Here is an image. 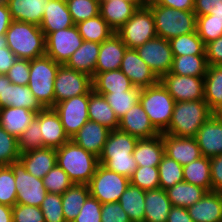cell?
Returning <instances> with one entry per match:
<instances>
[{
    "label": "cell",
    "mask_w": 222,
    "mask_h": 222,
    "mask_svg": "<svg viewBox=\"0 0 222 222\" xmlns=\"http://www.w3.org/2000/svg\"><path fill=\"white\" fill-rule=\"evenodd\" d=\"M137 142L136 137L119 129L110 131L98 158L99 164L130 179L137 169V163L132 154Z\"/></svg>",
    "instance_id": "1"
},
{
    "label": "cell",
    "mask_w": 222,
    "mask_h": 222,
    "mask_svg": "<svg viewBox=\"0 0 222 222\" xmlns=\"http://www.w3.org/2000/svg\"><path fill=\"white\" fill-rule=\"evenodd\" d=\"M56 164L68 174L73 184H88L99 161L97 156L70 139L56 149Z\"/></svg>",
    "instance_id": "2"
},
{
    "label": "cell",
    "mask_w": 222,
    "mask_h": 222,
    "mask_svg": "<svg viewBox=\"0 0 222 222\" xmlns=\"http://www.w3.org/2000/svg\"><path fill=\"white\" fill-rule=\"evenodd\" d=\"M8 48L18 59L32 60L46 54V41L38 25L12 20L6 31Z\"/></svg>",
    "instance_id": "3"
},
{
    "label": "cell",
    "mask_w": 222,
    "mask_h": 222,
    "mask_svg": "<svg viewBox=\"0 0 222 222\" xmlns=\"http://www.w3.org/2000/svg\"><path fill=\"white\" fill-rule=\"evenodd\" d=\"M212 115L213 111L205 100L176 102L171 122L163 133L178 137H195Z\"/></svg>",
    "instance_id": "4"
},
{
    "label": "cell",
    "mask_w": 222,
    "mask_h": 222,
    "mask_svg": "<svg viewBox=\"0 0 222 222\" xmlns=\"http://www.w3.org/2000/svg\"><path fill=\"white\" fill-rule=\"evenodd\" d=\"M153 14L157 37L171 40L196 31L194 11L172 9L162 5H147Z\"/></svg>",
    "instance_id": "5"
},
{
    "label": "cell",
    "mask_w": 222,
    "mask_h": 222,
    "mask_svg": "<svg viewBox=\"0 0 222 222\" xmlns=\"http://www.w3.org/2000/svg\"><path fill=\"white\" fill-rule=\"evenodd\" d=\"M60 65L46 55L30 60L28 86L44 108L54 107V81Z\"/></svg>",
    "instance_id": "6"
},
{
    "label": "cell",
    "mask_w": 222,
    "mask_h": 222,
    "mask_svg": "<svg viewBox=\"0 0 222 222\" xmlns=\"http://www.w3.org/2000/svg\"><path fill=\"white\" fill-rule=\"evenodd\" d=\"M139 103L147 113L152 125L163 133L169 126L175 101L159 81L157 84L142 88Z\"/></svg>",
    "instance_id": "7"
},
{
    "label": "cell",
    "mask_w": 222,
    "mask_h": 222,
    "mask_svg": "<svg viewBox=\"0 0 222 222\" xmlns=\"http://www.w3.org/2000/svg\"><path fill=\"white\" fill-rule=\"evenodd\" d=\"M116 33L128 48H137L157 37L151 9L143 3Z\"/></svg>",
    "instance_id": "8"
},
{
    "label": "cell",
    "mask_w": 222,
    "mask_h": 222,
    "mask_svg": "<svg viewBox=\"0 0 222 222\" xmlns=\"http://www.w3.org/2000/svg\"><path fill=\"white\" fill-rule=\"evenodd\" d=\"M129 184V178L109 170L102 164H98L92 179L87 185L90 195L104 204L118 202Z\"/></svg>",
    "instance_id": "9"
},
{
    "label": "cell",
    "mask_w": 222,
    "mask_h": 222,
    "mask_svg": "<svg viewBox=\"0 0 222 222\" xmlns=\"http://www.w3.org/2000/svg\"><path fill=\"white\" fill-rule=\"evenodd\" d=\"M92 89V77L60 65L54 81V106L75 96L87 94Z\"/></svg>",
    "instance_id": "10"
},
{
    "label": "cell",
    "mask_w": 222,
    "mask_h": 222,
    "mask_svg": "<svg viewBox=\"0 0 222 222\" xmlns=\"http://www.w3.org/2000/svg\"><path fill=\"white\" fill-rule=\"evenodd\" d=\"M9 166L12 168L15 177L17 189L16 204L40 207L48 193L44 187L43 179L36 178L26 171L20 161L13 162Z\"/></svg>",
    "instance_id": "11"
},
{
    "label": "cell",
    "mask_w": 222,
    "mask_h": 222,
    "mask_svg": "<svg viewBox=\"0 0 222 222\" xmlns=\"http://www.w3.org/2000/svg\"><path fill=\"white\" fill-rule=\"evenodd\" d=\"M45 41V55L55 62L65 65L72 54L83 44L84 40L74 25L48 34L45 37Z\"/></svg>",
    "instance_id": "12"
},
{
    "label": "cell",
    "mask_w": 222,
    "mask_h": 222,
    "mask_svg": "<svg viewBox=\"0 0 222 222\" xmlns=\"http://www.w3.org/2000/svg\"><path fill=\"white\" fill-rule=\"evenodd\" d=\"M89 92L58 102L53 109L60 116L65 133L71 139L89 120Z\"/></svg>",
    "instance_id": "13"
},
{
    "label": "cell",
    "mask_w": 222,
    "mask_h": 222,
    "mask_svg": "<svg viewBox=\"0 0 222 222\" xmlns=\"http://www.w3.org/2000/svg\"><path fill=\"white\" fill-rule=\"evenodd\" d=\"M135 49L159 79L171 71L173 53L169 40L156 37Z\"/></svg>",
    "instance_id": "14"
},
{
    "label": "cell",
    "mask_w": 222,
    "mask_h": 222,
    "mask_svg": "<svg viewBox=\"0 0 222 222\" xmlns=\"http://www.w3.org/2000/svg\"><path fill=\"white\" fill-rule=\"evenodd\" d=\"M159 81L175 102L204 100V77L164 74Z\"/></svg>",
    "instance_id": "15"
},
{
    "label": "cell",
    "mask_w": 222,
    "mask_h": 222,
    "mask_svg": "<svg viewBox=\"0 0 222 222\" xmlns=\"http://www.w3.org/2000/svg\"><path fill=\"white\" fill-rule=\"evenodd\" d=\"M9 106L22 107L34 112L44 109L28 85L13 84L6 75L0 74V108Z\"/></svg>",
    "instance_id": "16"
},
{
    "label": "cell",
    "mask_w": 222,
    "mask_h": 222,
    "mask_svg": "<svg viewBox=\"0 0 222 222\" xmlns=\"http://www.w3.org/2000/svg\"><path fill=\"white\" fill-rule=\"evenodd\" d=\"M120 70L131 80L135 87L140 89L153 86L159 82V78L133 48L126 49Z\"/></svg>",
    "instance_id": "17"
},
{
    "label": "cell",
    "mask_w": 222,
    "mask_h": 222,
    "mask_svg": "<svg viewBox=\"0 0 222 222\" xmlns=\"http://www.w3.org/2000/svg\"><path fill=\"white\" fill-rule=\"evenodd\" d=\"M119 130L137 139H148L161 134L151 123L140 103H137L119 120Z\"/></svg>",
    "instance_id": "18"
},
{
    "label": "cell",
    "mask_w": 222,
    "mask_h": 222,
    "mask_svg": "<svg viewBox=\"0 0 222 222\" xmlns=\"http://www.w3.org/2000/svg\"><path fill=\"white\" fill-rule=\"evenodd\" d=\"M165 154L184 166L202 156L195 137H178L162 133Z\"/></svg>",
    "instance_id": "19"
},
{
    "label": "cell",
    "mask_w": 222,
    "mask_h": 222,
    "mask_svg": "<svg viewBox=\"0 0 222 222\" xmlns=\"http://www.w3.org/2000/svg\"><path fill=\"white\" fill-rule=\"evenodd\" d=\"M144 3V0H105L100 3V15L116 32Z\"/></svg>",
    "instance_id": "20"
},
{
    "label": "cell",
    "mask_w": 222,
    "mask_h": 222,
    "mask_svg": "<svg viewBox=\"0 0 222 222\" xmlns=\"http://www.w3.org/2000/svg\"><path fill=\"white\" fill-rule=\"evenodd\" d=\"M127 48L116 32L104 40L100 45L94 74L120 69Z\"/></svg>",
    "instance_id": "21"
},
{
    "label": "cell",
    "mask_w": 222,
    "mask_h": 222,
    "mask_svg": "<svg viewBox=\"0 0 222 222\" xmlns=\"http://www.w3.org/2000/svg\"><path fill=\"white\" fill-rule=\"evenodd\" d=\"M195 139L202 156L211 158L222 154V119L212 115L198 130Z\"/></svg>",
    "instance_id": "22"
},
{
    "label": "cell",
    "mask_w": 222,
    "mask_h": 222,
    "mask_svg": "<svg viewBox=\"0 0 222 222\" xmlns=\"http://www.w3.org/2000/svg\"><path fill=\"white\" fill-rule=\"evenodd\" d=\"M40 129L43 147L57 149L70 140L64 131L60 116L53 108L40 111Z\"/></svg>",
    "instance_id": "23"
},
{
    "label": "cell",
    "mask_w": 222,
    "mask_h": 222,
    "mask_svg": "<svg viewBox=\"0 0 222 222\" xmlns=\"http://www.w3.org/2000/svg\"><path fill=\"white\" fill-rule=\"evenodd\" d=\"M111 130L88 120L71 140L99 158Z\"/></svg>",
    "instance_id": "24"
},
{
    "label": "cell",
    "mask_w": 222,
    "mask_h": 222,
    "mask_svg": "<svg viewBox=\"0 0 222 222\" xmlns=\"http://www.w3.org/2000/svg\"><path fill=\"white\" fill-rule=\"evenodd\" d=\"M66 0H50L44 11L40 29L45 37L55 31L74 26Z\"/></svg>",
    "instance_id": "25"
},
{
    "label": "cell",
    "mask_w": 222,
    "mask_h": 222,
    "mask_svg": "<svg viewBox=\"0 0 222 222\" xmlns=\"http://www.w3.org/2000/svg\"><path fill=\"white\" fill-rule=\"evenodd\" d=\"M187 209L194 222H222V192H207Z\"/></svg>",
    "instance_id": "26"
},
{
    "label": "cell",
    "mask_w": 222,
    "mask_h": 222,
    "mask_svg": "<svg viewBox=\"0 0 222 222\" xmlns=\"http://www.w3.org/2000/svg\"><path fill=\"white\" fill-rule=\"evenodd\" d=\"M19 161L26 171L39 179L56 165V149L44 147L20 154Z\"/></svg>",
    "instance_id": "27"
},
{
    "label": "cell",
    "mask_w": 222,
    "mask_h": 222,
    "mask_svg": "<svg viewBox=\"0 0 222 222\" xmlns=\"http://www.w3.org/2000/svg\"><path fill=\"white\" fill-rule=\"evenodd\" d=\"M50 0H6L12 20L40 26Z\"/></svg>",
    "instance_id": "28"
},
{
    "label": "cell",
    "mask_w": 222,
    "mask_h": 222,
    "mask_svg": "<svg viewBox=\"0 0 222 222\" xmlns=\"http://www.w3.org/2000/svg\"><path fill=\"white\" fill-rule=\"evenodd\" d=\"M37 113L22 107L0 108V126L18 139L36 118Z\"/></svg>",
    "instance_id": "29"
},
{
    "label": "cell",
    "mask_w": 222,
    "mask_h": 222,
    "mask_svg": "<svg viewBox=\"0 0 222 222\" xmlns=\"http://www.w3.org/2000/svg\"><path fill=\"white\" fill-rule=\"evenodd\" d=\"M132 154L137 163V167H158L165 154L162 133L152 138L138 139Z\"/></svg>",
    "instance_id": "30"
},
{
    "label": "cell",
    "mask_w": 222,
    "mask_h": 222,
    "mask_svg": "<svg viewBox=\"0 0 222 222\" xmlns=\"http://www.w3.org/2000/svg\"><path fill=\"white\" fill-rule=\"evenodd\" d=\"M134 87L131 80L120 69L94 74L92 77V90L97 94L125 92Z\"/></svg>",
    "instance_id": "31"
},
{
    "label": "cell",
    "mask_w": 222,
    "mask_h": 222,
    "mask_svg": "<svg viewBox=\"0 0 222 222\" xmlns=\"http://www.w3.org/2000/svg\"><path fill=\"white\" fill-rule=\"evenodd\" d=\"M144 203V222H167L172 204L166 190H146Z\"/></svg>",
    "instance_id": "32"
},
{
    "label": "cell",
    "mask_w": 222,
    "mask_h": 222,
    "mask_svg": "<svg viewBox=\"0 0 222 222\" xmlns=\"http://www.w3.org/2000/svg\"><path fill=\"white\" fill-rule=\"evenodd\" d=\"M101 43L83 41V44L72 54L65 64L67 67L94 76Z\"/></svg>",
    "instance_id": "33"
},
{
    "label": "cell",
    "mask_w": 222,
    "mask_h": 222,
    "mask_svg": "<svg viewBox=\"0 0 222 222\" xmlns=\"http://www.w3.org/2000/svg\"><path fill=\"white\" fill-rule=\"evenodd\" d=\"M88 116L90 121L97 122L111 131L119 127V119L106 98L92 89L89 91Z\"/></svg>",
    "instance_id": "34"
},
{
    "label": "cell",
    "mask_w": 222,
    "mask_h": 222,
    "mask_svg": "<svg viewBox=\"0 0 222 222\" xmlns=\"http://www.w3.org/2000/svg\"><path fill=\"white\" fill-rule=\"evenodd\" d=\"M90 196L87 184H73L62 195V210L66 222H72Z\"/></svg>",
    "instance_id": "35"
},
{
    "label": "cell",
    "mask_w": 222,
    "mask_h": 222,
    "mask_svg": "<svg viewBox=\"0 0 222 222\" xmlns=\"http://www.w3.org/2000/svg\"><path fill=\"white\" fill-rule=\"evenodd\" d=\"M172 206L188 208L198 202L208 191L197 185L180 182L166 190Z\"/></svg>",
    "instance_id": "36"
},
{
    "label": "cell",
    "mask_w": 222,
    "mask_h": 222,
    "mask_svg": "<svg viewBox=\"0 0 222 222\" xmlns=\"http://www.w3.org/2000/svg\"><path fill=\"white\" fill-rule=\"evenodd\" d=\"M145 193V190L129 184L118 200L131 222H144Z\"/></svg>",
    "instance_id": "37"
},
{
    "label": "cell",
    "mask_w": 222,
    "mask_h": 222,
    "mask_svg": "<svg viewBox=\"0 0 222 222\" xmlns=\"http://www.w3.org/2000/svg\"><path fill=\"white\" fill-rule=\"evenodd\" d=\"M184 182L201 186L208 192L212 191L210 158L201 156L195 161L183 166Z\"/></svg>",
    "instance_id": "38"
},
{
    "label": "cell",
    "mask_w": 222,
    "mask_h": 222,
    "mask_svg": "<svg viewBox=\"0 0 222 222\" xmlns=\"http://www.w3.org/2000/svg\"><path fill=\"white\" fill-rule=\"evenodd\" d=\"M204 100L213 112L222 103V65H208L204 77Z\"/></svg>",
    "instance_id": "39"
},
{
    "label": "cell",
    "mask_w": 222,
    "mask_h": 222,
    "mask_svg": "<svg viewBox=\"0 0 222 222\" xmlns=\"http://www.w3.org/2000/svg\"><path fill=\"white\" fill-rule=\"evenodd\" d=\"M207 68L206 55L173 56L170 73L182 76L205 77Z\"/></svg>",
    "instance_id": "40"
},
{
    "label": "cell",
    "mask_w": 222,
    "mask_h": 222,
    "mask_svg": "<svg viewBox=\"0 0 222 222\" xmlns=\"http://www.w3.org/2000/svg\"><path fill=\"white\" fill-rule=\"evenodd\" d=\"M83 40L102 43L108 39L115 31L99 14L96 17L75 24Z\"/></svg>",
    "instance_id": "41"
},
{
    "label": "cell",
    "mask_w": 222,
    "mask_h": 222,
    "mask_svg": "<svg viewBox=\"0 0 222 222\" xmlns=\"http://www.w3.org/2000/svg\"><path fill=\"white\" fill-rule=\"evenodd\" d=\"M169 43L173 56L206 55V45L196 31L172 38Z\"/></svg>",
    "instance_id": "42"
},
{
    "label": "cell",
    "mask_w": 222,
    "mask_h": 222,
    "mask_svg": "<svg viewBox=\"0 0 222 222\" xmlns=\"http://www.w3.org/2000/svg\"><path fill=\"white\" fill-rule=\"evenodd\" d=\"M140 94L141 89L134 87L125 92H111L100 95H103L106 98L108 104L120 120L130 108L139 103Z\"/></svg>",
    "instance_id": "43"
},
{
    "label": "cell",
    "mask_w": 222,
    "mask_h": 222,
    "mask_svg": "<svg viewBox=\"0 0 222 222\" xmlns=\"http://www.w3.org/2000/svg\"><path fill=\"white\" fill-rule=\"evenodd\" d=\"M160 189L167 190L175 184L183 182V166L166 154L158 165Z\"/></svg>",
    "instance_id": "44"
},
{
    "label": "cell",
    "mask_w": 222,
    "mask_h": 222,
    "mask_svg": "<svg viewBox=\"0 0 222 222\" xmlns=\"http://www.w3.org/2000/svg\"><path fill=\"white\" fill-rule=\"evenodd\" d=\"M18 146L20 154L44 148L40 129V111L29 127L19 136Z\"/></svg>",
    "instance_id": "45"
},
{
    "label": "cell",
    "mask_w": 222,
    "mask_h": 222,
    "mask_svg": "<svg viewBox=\"0 0 222 222\" xmlns=\"http://www.w3.org/2000/svg\"><path fill=\"white\" fill-rule=\"evenodd\" d=\"M74 24L100 14V3L95 0H66Z\"/></svg>",
    "instance_id": "46"
},
{
    "label": "cell",
    "mask_w": 222,
    "mask_h": 222,
    "mask_svg": "<svg viewBox=\"0 0 222 222\" xmlns=\"http://www.w3.org/2000/svg\"><path fill=\"white\" fill-rule=\"evenodd\" d=\"M196 32L204 44L222 36V18L213 15L196 16Z\"/></svg>",
    "instance_id": "47"
},
{
    "label": "cell",
    "mask_w": 222,
    "mask_h": 222,
    "mask_svg": "<svg viewBox=\"0 0 222 222\" xmlns=\"http://www.w3.org/2000/svg\"><path fill=\"white\" fill-rule=\"evenodd\" d=\"M130 184L142 190H156L160 188L158 167L141 166L133 172Z\"/></svg>",
    "instance_id": "48"
},
{
    "label": "cell",
    "mask_w": 222,
    "mask_h": 222,
    "mask_svg": "<svg viewBox=\"0 0 222 222\" xmlns=\"http://www.w3.org/2000/svg\"><path fill=\"white\" fill-rule=\"evenodd\" d=\"M17 201L14 172L10 166H0V204L13 207Z\"/></svg>",
    "instance_id": "49"
},
{
    "label": "cell",
    "mask_w": 222,
    "mask_h": 222,
    "mask_svg": "<svg viewBox=\"0 0 222 222\" xmlns=\"http://www.w3.org/2000/svg\"><path fill=\"white\" fill-rule=\"evenodd\" d=\"M43 184L48 193L62 195L73 185L68 174L57 164L43 177Z\"/></svg>",
    "instance_id": "50"
},
{
    "label": "cell",
    "mask_w": 222,
    "mask_h": 222,
    "mask_svg": "<svg viewBox=\"0 0 222 222\" xmlns=\"http://www.w3.org/2000/svg\"><path fill=\"white\" fill-rule=\"evenodd\" d=\"M18 139L0 126V166L19 161Z\"/></svg>",
    "instance_id": "51"
},
{
    "label": "cell",
    "mask_w": 222,
    "mask_h": 222,
    "mask_svg": "<svg viewBox=\"0 0 222 222\" xmlns=\"http://www.w3.org/2000/svg\"><path fill=\"white\" fill-rule=\"evenodd\" d=\"M40 209L45 222H66L62 210V198L60 194L47 193L42 201Z\"/></svg>",
    "instance_id": "52"
},
{
    "label": "cell",
    "mask_w": 222,
    "mask_h": 222,
    "mask_svg": "<svg viewBox=\"0 0 222 222\" xmlns=\"http://www.w3.org/2000/svg\"><path fill=\"white\" fill-rule=\"evenodd\" d=\"M13 222H45L38 206L15 204L12 207Z\"/></svg>",
    "instance_id": "53"
},
{
    "label": "cell",
    "mask_w": 222,
    "mask_h": 222,
    "mask_svg": "<svg viewBox=\"0 0 222 222\" xmlns=\"http://www.w3.org/2000/svg\"><path fill=\"white\" fill-rule=\"evenodd\" d=\"M101 209L102 204L90 195L72 222H101Z\"/></svg>",
    "instance_id": "54"
},
{
    "label": "cell",
    "mask_w": 222,
    "mask_h": 222,
    "mask_svg": "<svg viewBox=\"0 0 222 222\" xmlns=\"http://www.w3.org/2000/svg\"><path fill=\"white\" fill-rule=\"evenodd\" d=\"M29 75L30 60L28 59H17L6 74L11 83L22 86L28 85Z\"/></svg>",
    "instance_id": "55"
},
{
    "label": "cell",
    "mask_w": 222,
    "mask_h": 222,
    "mask_svg": "<svg viewBox=\"0 0 222 222\" xmlns=\"http://www.w3.org/2000/svg\"><path fill=\"white\" fill-rule=\"evenodd\" d=\"M101 222H131L119 202L102 204Z\"/></svg>",
    "instance_id": "56"
},
{
    "label": "cell",
    "mask_w": 222,
    "mask_h": 222,
    "mask_svg": "<svg viewBox=\"0 0 222 222\" xmlns=\"http://www.w3.org/2000/svg\"><path fill=\"white\" fill-rule=\"evenodd\" d=\"M196 16L213 15V18H222V0H194Z\"/></svg>",
    "instance_id": "57"
},
{
    "label": "cell",
    "mask_w": 222,
    "mask_h": 222,
    "mask_svg": "<svg viewBox=\"0 0 222 222\" xmlns=\"http://www.w3.org/2000/svg\"><path fill=\"white\" fill-rule=\"evenodd\" d=\"M17 59L8 48L6 34L0 35V74L6 75Z\"/></svg>",
    "instance_id": "58"
},
{
    "label": "cell",
    "mask_w": 222,
    "mask_h": 222,
    "mask_svg": "<svg viewBox=\"0 0 222 222\" xmlns=\"http://www.w3.org/2000/svg\"><path fill=\"white\" fill-rule=\"evenodd\" d=\"M205 53L208 65H222V36L207 43Z\"/></svg>",
    "instance_id": "59"
},
{
    "label": "cell",
    "mask_w": 222,
    "mask_h": 222,
    "mask_svg": "<svg viewBox=\"0 0 222 222\" xmlns=\"http://www.w3.org/2000/svg\"><path fill=\"white\" fill-rule=\"evenodd\" d=\"M212 191L222 192V154L210 158Z\"/></svg>",
    "instance_id": "60"
},
{
    "label": "cell",
    "mask_w": 222,
    "mask_h": 222,
    "mask_svg": "<svg viewBox=\"0 0 222 222\" xmlns=\"http://www.w3.org/2000/svg\"><path fill=\"white\" fill-rule=\"evenodd\" d=\"M146 5H162L172 9L193 11L194 0H144Z\"/></svg>",
    "instance_id": "61"
},
{
    "label": "cell",
    "mask_w": 222,
    "mask_h": 222,
    "mask_svg": "<svg viewBox=\"0 0 222 222\" xmlns=\"http://www.w3.org/2000/svg\"><path fill=\"white\" fill-rule=\"evenodd\" d=\"M167 222H194L189 215L188 209L172 206L167 217Z\"/></svg>",
    "instance_id": "62"
},
{
    "label": "cell",
    "mask_w": 222,
    "mask_h": 222,
    "mask_svg": "<svg viewBox=\"0 0 222 222\" xmlns=\"http://www.w3.org/2000/svg\"><path fill=\"white\" fill-rule=\"evenodd\" d=\"M12 19L7 3L0 4V35L6 34Z\"/></svg>",
    "instance_id": "63"
},
{
    "label": "cell",
    "mask_w": 222,
    "mask_h": 222,
    "mask_svg": "<svg viewBox=\"0 0 222 222\" xmlns=\"http://www.w3.org/2000/svg\"><path fill=\"white\" fill-rule=\"evenodd\" d=\"M0 222H13L11 206L0 204Z\"/></svg>",
    "instance_id": "64"
},
{
    "label": "cell",
    "mask_w": 222,
    "mask_h": 222,
    "mask_svg": "<svg viewBox=\"0 0 222 222\" xmlns=\"http://www.w3.org/2000/svg\"><path fill=\"white\" fill-rule=\"evenodd\" d=\"M213 115L217 118L222 119V103L217 107V109L213 112Z\"/></svg>",
    "instance_id": "65"
},
{
    "label": "cell",
    "mask_w": 222,
    "mask_h": 222,
    "mask_svg": "<svg viewBox=\"0 0 222 222\" xmlns=\"http://www.w3.org/2000/svg\"><path fill=\"white\" fill-rule=\"evenodd\" d=\"M1 3H6V0H0V4H1Z\"/></svg>",
    "instance_id": "66"
},
{
    "label": "cell",
    "mask_w": 222,
    "mask_h": 222,
    "mask_svg": "<svg viewBox=\"0 0 222 222\" xmlns=\"http://www.w3.org/2000/svg\"><path fill=\"white\" fill-rule=\"evenodd\" d=\"M95 1H97V2L101 3V2H103V1H105V0H95Z\"/></svg>",
    "instance_id": "67"
}]
</instances>
